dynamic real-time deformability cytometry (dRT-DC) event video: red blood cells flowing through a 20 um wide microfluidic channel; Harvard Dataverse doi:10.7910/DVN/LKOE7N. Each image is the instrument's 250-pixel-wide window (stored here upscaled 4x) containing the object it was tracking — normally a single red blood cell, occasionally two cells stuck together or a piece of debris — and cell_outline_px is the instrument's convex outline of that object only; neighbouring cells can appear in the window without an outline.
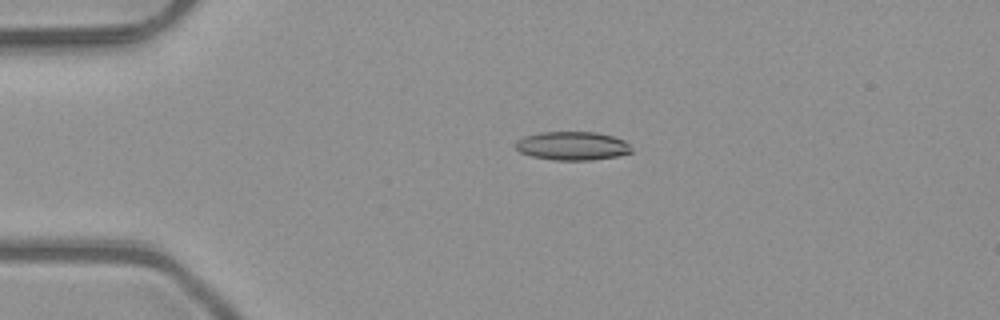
{"species": "common noctule bat (a hibernating species)", "species_latin": "Nyctalus noctula", "temperature_condition": "room temperature", "stored_images_in_passage": 5, "camera_frame_rate_fps": 3000, "um_per_image_px": 0.085, "animal": {"sex": "male", "body_mass_g": 23.1, "forearm_length_mm": 52.7}, "frame": {"image": 1, "passage_image": 4, "time_ms": 1.0, "image_size_px": [1000, 320], "cell_outline_px": [[632, 152], [616, 156], [592, 160], [552, 160], [532, 156], [520, 152], [516, 148], [516, 140], [524, 136], [540, 132], [596, 132], [612, 136], [624, 140], [632, 148]], "centroid_in_image_um": [48.64, 12.4], "position_along_channel_um": 36.4, "area_um2": 19.31}}